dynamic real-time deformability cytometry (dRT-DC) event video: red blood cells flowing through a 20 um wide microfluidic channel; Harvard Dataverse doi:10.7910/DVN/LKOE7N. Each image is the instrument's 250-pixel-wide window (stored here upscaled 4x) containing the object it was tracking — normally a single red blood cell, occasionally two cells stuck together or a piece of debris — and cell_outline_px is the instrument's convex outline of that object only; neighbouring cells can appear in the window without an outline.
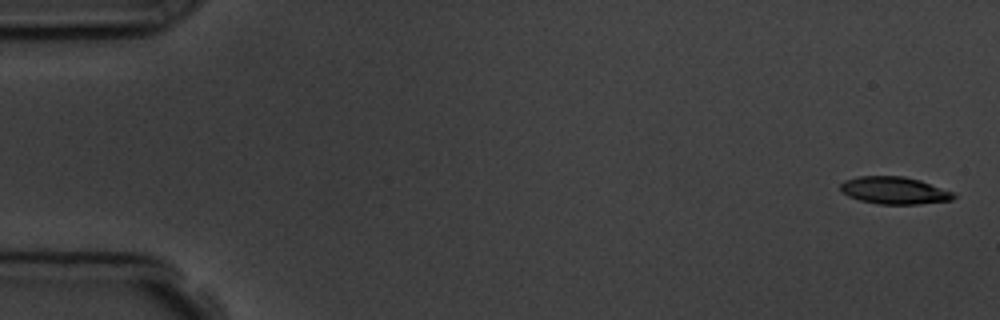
{"species": "common noctule bat (a hibernating species)", "species_latin": "Nyctalus noctula", "temperature_condition": "room temperature", "stored_images_in_passage": 5, "camera_frame_rate_fps": 3000, "um_per_image_px": 0.085, "animal": {"sex": "male", "body_mass_g": 19.5, "forearm_length_mm": 54.6}, "frame": {"image": 1, "passage_image": 1, "time_ms": 0.0, "image_size_px": [1000, 320], "cell_outline_px": [[956, 196], [952, 200], [920, 204], [880, 204], [860, 200], [848, 196], [840, 188], [840, 184], [844, 180], [860, 176], [904, 176], [920, 180], [952, 192]], "centroid_in_image_um": [76.01, 16.18], "position_along_channel_um": 9.0, "area_um2": 17.86}}
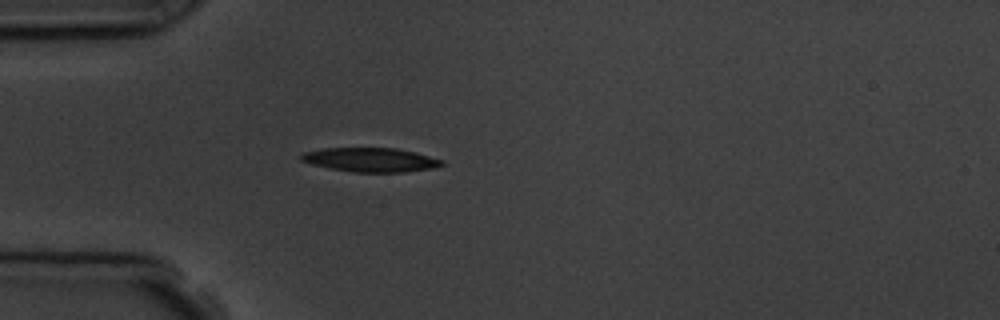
{"frame": {"image": 2, "passage_image": 5, "time_ms": 4.667, "image_size_px": [1000, 320], "cell_outline_px": [[444, 164], [432, 168], [404, 172], [356, 172], [332, 168], [312, 164], [300, 160], [300, 156], [304, 152], [324, 148], [396, 148], [444, 160]], "centroid_in_image_um": [31.49, 13.58], "position_along_channel_um": 53.5, "area_um2": 19.42}}